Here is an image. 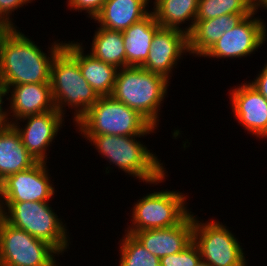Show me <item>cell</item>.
Here are the masks:
<instances>
[{
	"label": "cell",
	"instance_id": "6da1fadb",
	"mask_svg": "<svg viewBox=\"0 0 267 266\" xmlns=\"http://www.w3.org/2000/svg\"><path fill=\"white\" fill-rule=\"evenodd\" d=\"M17 28H6L0 35V79L8 88L19 84L50 83L53 59L65 43L52 42L47 55Z\"/></svg>",
	"mask_w": 267,
	"mask_h": 266
},
{
	"label": "cell",
	"instance_id": "7a4b0ae2",
	"mask_svg": "<svg viewBox=\"0 0 267 266\" xmlns=\"http://www.w3.org/2000/svg\"><path fill=\"white\" fill-rule=\"evenodd\" d=\"M138 137V138H137ZM142 136H118V135H96L83 136L93 143L98 154L102 158L121 169L129 176L157 185L165 181L167 171L163 162L161 163L146 145L139 141ZM142 180V181H140Z\"/></svg>",
	"mask_w": 267,
	"mask_h": 266
},
{
	"label": "cell",
	"instance_id": "3957f363",
	"mask_svg": "<svg viewBox=\"0 0 267 266\" xmlns=\"http://www.w3.org/2000/svg\"><path fill=\"white\" fill-rule=\"evenodd\" d=\"M170 81L143 67L128 66L118 69L111 96L139 112L153 126L159 127L162 101Z\"/></svg>",
	"mask_w": 267,
	"mask_h": 266
},
{
	"label": "cell",
	"instance_id": "277c9868",
	"mask_svg": "<svg viewBox=\"0 0 267 266\" xmlns=\"http://www.w3.org/2000/svg\"><path fill=\"white\" fill-rule=\"evenodd\" d=\"M83 136L118 135L146 136L155 133L145 117L112 96H100L98 101L75 124Z\"/></svg>",
	"mask_w": 267,
	"mask_h": 266
},
{
	"label": "cell",
	"instance_id": "5b68a950",
	"mask_svg": "<svg viewBox=\"0 0 267 266\" xmlns=\"http://www.w3.org/2000/svg\"><path fill=\"white\" fill-rule=\"evenodd\" d=\"M50 85L56 110L63 116L66 105L75 110V124L100 97L82 76L78 61L64 47L53 59Z\"/></svg>",
	"mask_w": 267,
	"mask_h": 266
},
{
	"label": "cell",
	"instance_id": "8992f818",
	"mask_svg": "<svg viewBox=\"0 0 267 266\" xmlns=\"http://www.w3.org/2000/svg\"><path fill=\"white\" fill-rule=\"evenodd\" d=\"M49 205V201L0 202V216L12 226L48 242L62 255L69 248V231Z\"/></svg>",
	"mask_w": 267,
	"mask_h": 266
},
{
	"label": "cell",
	"instance_id": "52a82bcc",
	"mask_svg": "<svg viewBox=\"0 0 267 266\" xmlns=\"http://www.w3.org/2000/svg\"><path fill=\"white\" fill-rule=\"evenodd\" d=\"M187 195L180 191L159 190L138 199L132 207L131 226L126 233L169 228L179 224L190 212Z\"/></svg>",
	"mask_w": 267,
	"mask_h": 266
},
{
	"label": "cell",
	"instance_id": "ba28073f",
	"mask_svg": "<svg viewBox=\"0 0 267 266\" xmlns=\"http://www.w3.org/2000/svg\"><path fill=\"white\" fill-rule=\"evenodd\" d=\"M60 253L48 242L16 228L0 216V266H58Z\"/></svg>",
	"mask_w": 267,
	"mask_h": 266
},
{
	"label": "cell",
	"instance_id": "9c48e42d",
	"mask_svg": "<svg viewBox=\"0 0 267 266\" xmlns=\"http://www.w3.org/2000/svg\"><path fill=\"white\" fill-rule=\"evenodd\" d=\"M193 242L207 266H241L247 261L238 238L217 220L204 223L194 216Z\"/></svg>",
	"mask_w": 267,
	"mask_h": 266
},
{
	"label": "cell",
	"instance_id": "30bf717a",
	"mask_svg": "<svg viewBox=\"0 0 267 266\" xmlns=\"http://www.w3.org/2000/svg\"><path fill=\"white\" fill-rule=\"evenodd\" d=\"M254 11L211 46L203 57L225 59L243 58L254 54L267 40L264 20L254 17ZM254 52V53H253Z\"/></svg>",
	"mask_w": 267,
	"mask_h": 266
},
{
	"label": "cell",
	"instance_id": "8fae6325",
	"mask_svg": "<svg viewBox=\"0 0 267 266\" xmlns=\"http://www.w3.org/2000/svg\"><path fill=\"white\" fill-rule=\"evenodd\" d=\"M46 165V162H37L3 180L0 183V202L51 201L55 188Z\"/></svg>",
	"mask_w": 267,
	"mask_h": 266
},
{
	"label": "cell",
	"instance_id": "7c38bea8",
	"mask_svg": "<svg viewBox=\"0 0 267 266\" xmlns=\"http://www.w3.org/2000/svg\"><path fill=\"white\" fill-rule=\"evenodd\" d=\"M22 121L27 123L23 128L19 125ZM63 123H65L64 116L55 109L24 117L11 125L17 130L23 145L33 158L37 162L47 163L46 152L64 126Z\"/></svg>",
	"mask_w": 267,
	"mask_h": 266
},
{
	"label": "cell",
	"instance_id": "4fadbf2b",
	"mask_svg": "<svg viewBox=\"0 0 267 266\" xmlns=\"http://www.w3.org/2000/svg\"><path fill=\"white\" fill-rule=\"evenodd\" d=\"M184 53H189L188 34L176 28L160 27L153 36L148 58L141 67L170 80L172 70Z\"/></svg>",
	"mask_w": 267,
	"mask_h": 266
},
{
	"label": "cell",
	"instance_id": "5bb4252c",
	"mask_svg": "<svg viewBox=\"0 0 267 266\" xmlns=\"http://www.w3.org/2000/svg\"><path fill=\"white\" fill-rule=\"evenodd\" d=\"M231 109L238 123L251 135L267 138V100L247 81L230 89Z\"/></svg>",
	"mask_w": 267,
	"mask_h": 266
},
{
	"label": "cell",
	"instance_id": "9a60e30c",
	"mask_svg": "<svg viewBox=\"0 0 267 266\" xmlns=\"http://www.w3.org/2000/svg\"><path fill=\"white\" fill-rule=\"evenodd\" d=\"M194 215L190 213L177 225L169 228L150 229L133 235L153 255L164 256L181 252L193 241Z\"/></svg>",
	"mask_w": 267,
	"mask_h": 266
},
{
	"label": "cell",
	"instance_id": "2e32d148",
	"mask_svg": "<svg viewBox=\"0 0 267 266\" xmlns=\"http://www.w3.org/2000/svg\"><path fill=\"white\" fill-rule=\"evenodd\" d=\"M8 92V124L56 109L50 83L19 84L9 87Z\"/></svg>",
	"mask_w": 267,
	"mask_h": 266
},
{
	"label": "cell",
	"instance_id": "e0dca14e",
	"mask_svg": "<svg viewBox=\"0 0 267 266\" xmlns=\"http://www.w3.org/2000/svg\"><path fill=\"white\" fill-rule=\"evenodd\" d=\"M81 43V44H80ZM65 41L64 48L78 61L82 76L99 96H111L118 68L85 54L82 42Z\"/></svg>",
	"mask_w": 267,
	"mask_h": 266
},
{
	"label": "cell",
	"instance_id": "ac0fdd59",
	"mask_svg": "<svg viewBox=\"0 0 267 266\" xmlns=\"http://www.w3.org/2000/svg\"><path fill=\"white\" fill-rule=\"evenodd\" d=\"M249 15L226 14L213 19L195 21L194 27L188 33L189 55L202 57L225 32L233 29L244 17Z\"/></svg>",
	"mask_w": 267,
	"mask_h": 266
},
{
	"label": "cell",
	"instance_id": "d6986e66",
	"mask_svg": "<svg viewBox=\"0 0 267 266\" xmlns=\"http://www.w3.org/2000/svg\"><path fill=\"white\" fill-rule=\"evenodd\" d=\"M37 161L23 145L11 124L0 125V183L8 176L27 170Z\"/></svg>",
	"mask_w": 267,
	"mask_h": 266
},
{
	"label": "cell",
	"instance_id": "ffe728a7",
	"mask_svg": "<svg viewBox=\"0 0 267 266\" xmlns=\"http://www.w3.org/2000/svg\"><path fill=\"white\" fill-rule=\"evenodd\" d=\"M150 0H106L102 10L93 19L99 27L124 31L147 16Z\"/></svg>",
	"mask_w": 267,
	"mask_h": 266
},
{
	"label": "cell",
	"instance_id": "44dd1931",
	"mask_svg": "<svg viewBox=\"0 0 267 266\" xmlns=\"http://www.w3.org/2000/svg\"><path fill=\"white\" fill-rule=\"evenodd\" d=\"M160 27L151 11L122 32L126 67H141L144 64L151 49L153 36Z\"/></svg>",
	"mask_w": 267,
	"mask_h": 266
},
{
	"label": "cell",
	"instance_id": "7402d4cb",
	"mask_svg": "<svg viewBox=\"0 0 267 266\" xmlns=\"http://www.w3.org/2000/svg\"><path fill=\"white\" fill-rule=\"evenodd\" d=\"M151 8L157 23L163 28H176L187 34L194 27L199 0H155ZM188 26L181 27L188 23Z\"/></svg>",
	"mask_w": 267,
	"mask_h": 266
},
{
	"label": "cell",
	"instance_id": "603a6c76",
	"mask_svg": "<svg viewBox=\"0 0 267 266\" xmlns=\"http://www.w3.org/2000/svg\"><path fill=\"white\" fill-rule=\"evenodd\" d=\"M90 54L118 69L126 67V51L122 31L98 27L92 39Z\"/></svg>",
	"mask_w": 267,
	"mask_h": 266
},
{
	"label": "cell",
	"instance_id": "cb8c5ba5",
	"mask_svg": "<svg viewBox=\"0 0 267 266\" xmlns=\"http://www.w3.org/2000/svg\"><path fill=\"white\" fill-rule=\"evenodd\" d=\"M254 0H199L195 21L213 19L226 14H251Z\"/></svg>",
	"mask_w": 267,
	"mask_h": 266
},
{
	"label": "cell",
	"instance_id": "d4e9b609",
	"mask_svg": "<svg viewBox=\"0 0 267 266\" xmlns=\"http://www.w3.org/2000/svg\"><path fill=\"white\" fill-rule=\"evenodd\" d=\"M119 244L120 261L118 266H161L160 259L150 253L138 239L124 233Z\"/></svg>",
	"mask_w": 267,
	"mask_h": 266
},
{
	"label": "cell",
	"instance_id": "484cf974",
	"mask_svg": "<svg viewBox=\"0 0 267 266\" xmlns=\"http://www.w3.org/2000/svg\"><path fill=\"white\" fill-rule=\"evenodd\" d=\"M160 263L161 266H200L202 259L199 248L192 241L181 252L162 257Z\"/></svg>",
	"mask_w": 267,
	"mask_h": 266
},
{
	"label": "cell",
	"instance_id": "4316f807",
	"mask_svg": "<svg viewBox=\"0 0 267 266\" xmlns=\"http://www.w3.org/2000/svg\"><path fill=\"white\" fill-rule=\"evenodd\" d=\"M33 0H0V21L6 28L17 27L12 22V13ZM35 1V0H34Z\"/></svg>",
	"mask_w": 267,
	"mask_h": 266
},
{
	"label": "cell",
	"instance_id": "83f0119b",
	"mask_svg": "<svg viewBox=\"0 0 267 266\" xmlns=\"http://www.w3.org/2000/svg\"><path fill=\"white\" fill-rule=\"evenodd\" d=\"M68 7L75 11H85L88 17L94 19L102 10L106 0H67Z\"/></svg>",
	"mask_w": 267,
	"mask_h": 266
},
{
	"label": "cell",
	"instance_id": "f1b7e54d",
	"mask_svg": "<svg viewBox=\"0 0 267 266\" xmlns=\"http://www.w3.org/2000/svg\"><path fill=\"white\" fill-rule=\"evenodd\" d=\"M253 80L249 83L267 100V62Z\"/></svg>",
	"mask_w": 267,
	"mask_h": 266
},
{
	"label": "cell",
	"instance_id": "f546056e",
	"mask_svg": "<svg viewBox=\"0 0 267 266\" xmlns=\"http://www.w3.org/2000/svg\"><path fill=\"white\" fill-rule=\"evenodd\" d=\"M8 89L6 84L0 79V124H8L9 109L3 107V98L8 96Z\"/></svg>",
	"mask_w": 267,
	"mask_h": 266
},
{
	"label": "cell",
	"instance_id": "4dcf8cb0",
	"mask_svg": "<svg viewBox=\"0 0 267 266\" xmlns=\"http://www.w3.org/2000/svg\"><path fill=\"white\" fill-rule=\"evenodd\" d=\"M260 8L267 9V0H254V11L257 13Z\"/></svg>",
	"mask_w": 267,
	"mask_h": 266
},
{
	"label": "cell",
	"instance_id": "1f68e13d",
	"mask_svg": "<svg viewBox=\"0 0 267 266\" xmlns=\"http://www.w3.org/2000/svg\"><path fill=\"white\" fill-rule=\"evenodd\" d=\"M6 29V27L1 23L0 21V35L3 33V31Z\"/></svg>",
	"mask_w": 267,
	"mask_h": 266
},
{
	"label": "cell",
	"instance_id": "d6a6232c",
	"mask_svg": "<svg viewBox=\"0 0 267 266\" xmlns=\"http://www.w3.org/2000/svg\"><path fill=\"white\" fill-rule=\"evenodd\" d=\"M247 264H248V263H247V261H246V262H245L243 265H241V266H247Z\"/></svg>",
	"mask_w": 267,
	"mask_h": 266
}]
</instances>
